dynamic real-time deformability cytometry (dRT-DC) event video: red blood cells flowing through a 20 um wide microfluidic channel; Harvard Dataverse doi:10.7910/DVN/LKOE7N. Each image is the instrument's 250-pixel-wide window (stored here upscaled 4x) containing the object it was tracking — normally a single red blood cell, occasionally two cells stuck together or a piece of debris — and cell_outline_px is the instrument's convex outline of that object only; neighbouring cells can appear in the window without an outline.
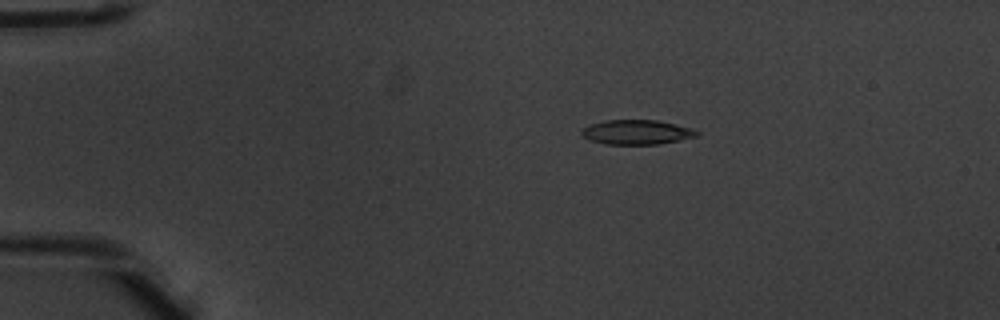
{"species": "common noctule bat (a hibernating species)", "species_latin": "Nyctalus noctula", "temperature_condition": "warm", "stored_images_in_passage": 8, "camera_frame_rate_fps": 3000, "um_per_image_px": 0.085, "animal": {"sex": "male", "body_mass_g": 20.1, "forearm_length_mm": 53.5}, "frame": {"image": 1, "passage_image": 3, "time_ms": 0.667, "image_size_px": [1000, 320], "cell_outline_px": [[700, 136], [656, 144], [608, 144], [592, 140], [584, 136], [580, 132], [580, 128], [588, 124], [604, 120], [656, 120], [676, 124], [692, 128], [700, 132]], "centroid_in_image_um": [54.12, 11.22], "position_along_channel_um": 30.9, "area_um2": 16.53}}
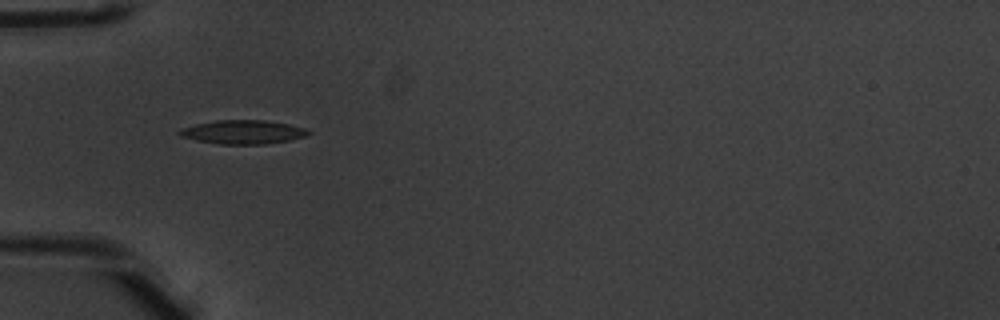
{"frame": {"image": 2, "passage_image": 5, "time_ms": 1.333, "image_size_px": [1000, 320], "cell_outline_px": [[312, 132], [304, 136], [288, 140], [264, 144], [220, 144], [196, 140], [180, 136], [176, 132], [180, 128], [196, 124], [216, 120], [264, 120], [288, 124], [304, 128]], "centroid_in_image_um": [20.6, 11.22], "position_along_channel_um": 64.4, "area_um2": 17.74}}